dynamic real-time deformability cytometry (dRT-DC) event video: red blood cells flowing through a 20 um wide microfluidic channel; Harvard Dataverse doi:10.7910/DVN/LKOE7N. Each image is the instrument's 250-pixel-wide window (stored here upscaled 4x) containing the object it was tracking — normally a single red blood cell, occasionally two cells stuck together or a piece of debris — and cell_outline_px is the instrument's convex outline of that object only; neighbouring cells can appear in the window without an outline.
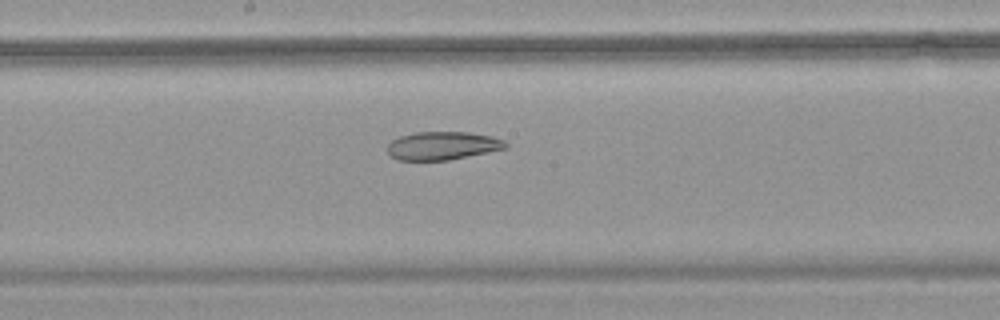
{"species": "common noctule bat (a hibernating species)", "species_latin": "Nyctalus noctula", "temperature_condition": "warm", "stored_images_in_passage": 35, "camera_frame_rate_fps": 3000, "um_per_image_px": 0.085, "animal": {"sex": "female", "body_mass_g": 18.4}, "frame": {"image": 1, "passage_image": 30, "time_ms": 9.667, "image_size_px": [1000, 320], "cell_outline_px": [[508, 148], [448, 160], [396, 160], [388, 152], [388, 144], [392, 140], [400, 136], [412, 132], [468, 132], [492, 136], [504, 140], [508, 144]], "centroid_in_image_um": [37.63, 12.38], "position_along_channel_um": 210.6, "area_um2": 19.48}}